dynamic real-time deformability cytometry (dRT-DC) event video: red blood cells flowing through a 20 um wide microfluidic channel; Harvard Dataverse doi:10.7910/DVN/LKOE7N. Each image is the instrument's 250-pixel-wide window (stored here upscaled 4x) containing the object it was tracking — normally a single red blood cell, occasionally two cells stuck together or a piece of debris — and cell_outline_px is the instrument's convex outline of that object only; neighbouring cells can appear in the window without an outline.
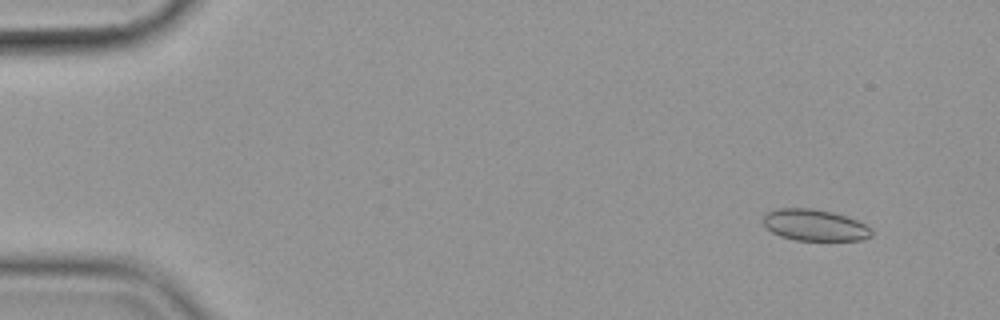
{"species": "common noctule bat (a hibernating species)", "species_latin": "Nyctalus noctula", "temperature_condition": "cold", "stored_images_in_passage": 56, "camera_frame_rate_fps": 3000, "um_per_image_px": 0.085, "animal": {"sex": "female", "body_mass_g": 19.9}, "frame": {"image": 1, "passage_image": 5, "time_ms": 1.333, "image_size_px": [1000, 320], "cell_outline_px": [[872, 236], [860, 240], [796, 240], [780, 236], [772, 232], [764, 224], [764, 212], [780, 208], [812, 208], [832, 212], [856, 220], [864, 224], [872, 232]], "centroid_in_image_um": [69.21, 19.13], "position_along_channel_um": 15.8, "area_um2": 19.65}}
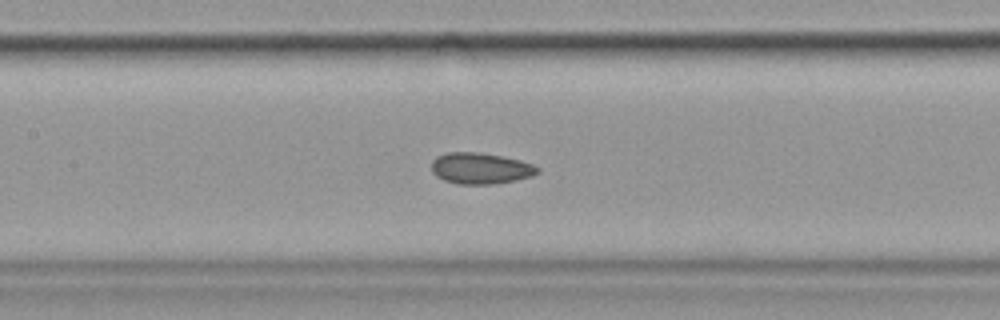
{"frame": {"image": 2, "passage_image": 27, "time_ms": 8.667, "image_size_px": [1000, 320], "cell_outline_px": [[540, 172], [532, 176], [516, 180], [496, 184], [456, 184], [444, 180], [436, 176], [432, 172], [432, 160], [436, 156], [448, 152], [480, 152], [504, 156], [520, 160], [532, 164], [540, 168]], "centroid_in_image_um": [40.85, 14.31], "position_along_channel_um": 166.6, "area_um2": 19.54}}
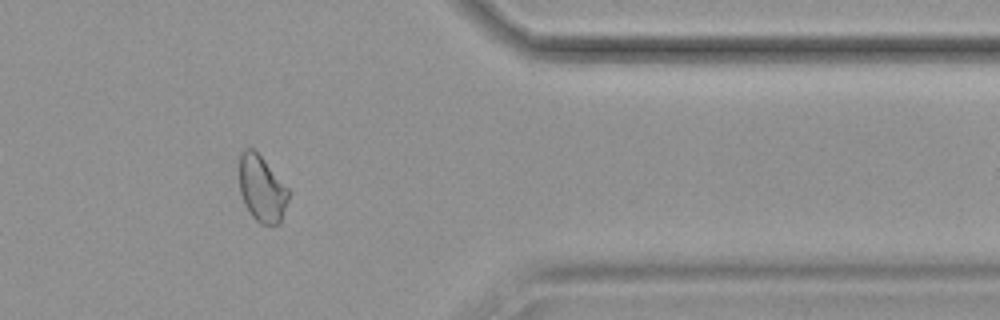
{"frame": {"image": 3, "passage_image": 47, "time_ms": 15.333, "image_size_px": [1000, 320], "cell_outline_px": [[288, 200], [280, 224], [260, 224], [252, 216], [244, 204], [240, 192], [240, 152], [244, 148], [252, 148], [264, 160], [288, 188]], "centroid_in_image_um": [22.25, 16.06], "position_along_channel_um": 389.2, "area_um2": 18.79}, "authors_computed_cell_mechanics": {"area_um2": 19.652, "velocity_mm_per_s": 3.5792, "shape_relaxation_time_tau1_ms": null, "shape_relaxation_time_tau2_ms": 1.5982, "deformation_change_tau1": null, "deformation_change_tau2": 0.0533}}